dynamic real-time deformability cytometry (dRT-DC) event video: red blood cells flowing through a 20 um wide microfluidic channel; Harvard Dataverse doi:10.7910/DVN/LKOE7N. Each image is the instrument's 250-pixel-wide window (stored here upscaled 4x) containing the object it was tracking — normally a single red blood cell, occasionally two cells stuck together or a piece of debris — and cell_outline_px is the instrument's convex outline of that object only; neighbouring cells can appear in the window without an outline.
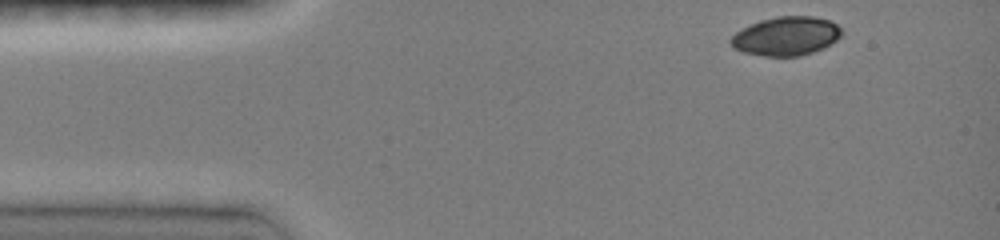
{"species": "common noctule bat (a hibernating species)", "species_latin": "Nyctalus noctula", "temperature_condition": "room temperature", "stored_images_in_passage": 6, "camera_frame_rate_fps": 3000, "um_per_image_px": 0.085, "animal": {"sex": "female", "body_mass_g": 19.0, "forearm_length_mm": 51.5}, "frame": {"image": 1, "passage_image": 1, "time_ms": 0.0, "image_size_px": [1000, 240], "cell_outline_px": [[840, 36], [836, 40], [824, 48], [800, 56], [764, 56], [744, 52], [732, 48], [728, 40], [736, 32], [760, 20], [776, 16], [812, 16], [828, 20], [836, 24], [840, 28]], "centroid_in_image_um": [66.79, 3.07], "position_along_channel_um": 18.2, "area_um2": 24.97}}
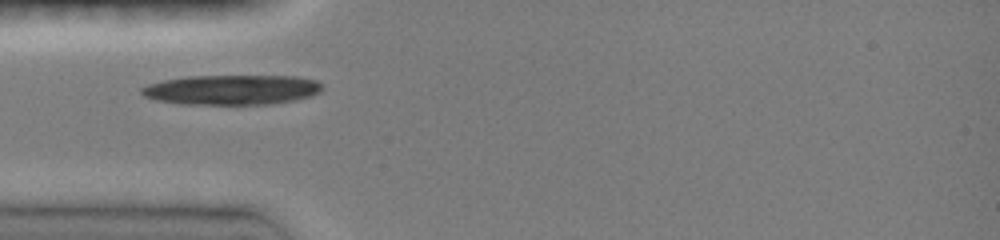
{"frame": {"image": 2, "passage_image": 5, "time_ms": 3.0, "image_size_px": [1000, 240], "cell_outline_px": [[324, 88], [320, 92], [312, 96], [296, 100], [272, 104], [180, 104], [156, 100], [144, 96], [140, 92], [140, 88], [148, 84], [164, 80], [188, 76], [296, 76], [316, 80], [324, 84]], "centroid_in_image_um": [19.75, 7.63], "position_along_channel_um": 65.3, "area_um2": 31.79}}